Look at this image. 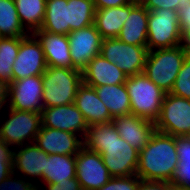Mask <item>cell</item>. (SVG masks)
Masks as SVG:
<instances>
[{
    "instance_id": "6da1fadb",
    "label": "cell",
    "mask_w": 190,
    "mask_h": 190,
    "mask_svg": "<svg viewBox=\"0 0 190 190\" xmlns=\"http://www.w3.org/2000/svg\"><path fill=\"white\" fill-rule=\"evenodd\" d=\"M83 145L102 156L112 177L136 175L139 151L120 137L112 121L89 126Z\"/></svg>"
},
{
    "instance_id": "7a4b0ae2",
    "label": "cell",
    "mask_w": 190,
    "mask_h": 190,
    "mask_svg": "<svg viewBox=\"0 0 190 190\" xmlns=\"http://www.w3.org/2000/svg\"><path fill=\"white\" fill-rule=\"evenodd\" d=\"M178 162L176 137L155 130L139 152L136 175L143 180L171 182Z\"/></svg>"
},
{
    "instance_id": "3957f363",
    "label": "cell",
    "mask_w": 190,
    "mask_h": 190,
    "mask_svg": "<svg viewBox=\"0 0 190 190\" xmlns=\"http://www.w3.org/2000/svg\"><path fill=\"white\" fill-rule=\"evenodd\" d=\"M83 83L82 71L63 67H47L42 74L43 108L72 104Z\"/></svg>"
},
{
    "instance_id": "277c9868",
    "label": "cell",
    "mask_w": 190,
    "mask_h": 190,
    "mask_svg": "<svg viewBox=\"0 0 190 190\" xmlns=\"http://www.w3.org/2000/svg\"><path fill=\"white\" fill-rule=\"evenodd\" d=\"M125 85L130 97L131 114L155 123L160 116L166 92L144 73L129 76Z\"/></svg>"
},
{
    "instance_id": "5b68a950",
    "label": "cell",
    "mask_w": 190,
    "mask_h": 190,
    "mask_svg": "<svg viewBox=\"0 0 190 190\" xmlns=\"http://www.w3.org/2000/svg\"><path fill=\"white\" fill-rule=\"evenodd\" d=\"M187 55L182 45L150 50L143 73L164 92L170 93Z\"/></svg>"
},
{
    "instance_id": "8992f818",
    "label": "cell",
    "mask_w": 190,
    "mask_h": 190,
    "mask_svg": "<svg viewBox=\"0 0 190 190\" xmlns=\"http://www.w3.org/2000/svg\"><path fill=\"white\" fill-rule=\"evenodd\" d=\"M182 39L183 33L177 11L169 9L148 11V51L180 46Z\"/></svg>"
},
{
    "instance_id": "52a82bcc",
    "label": "cell",
    "mask_w": 190,
    "mask_h": 190,
    "mask_svg": "<svg viewBox=\"0 0 190 190\" xmlns=\"http://www.w3.org/2000/svg\"><path fill=\"white\" fill-rule=\"evenodd\" d=\"M0 125V137L11 147L34 143L41 127V113L8 108Z\"/></svg>"
},
{
    "instance_id": "ba28073f",
    "label": "cell",
    "mask_w": 190,
    "mask_h": 190,
    "mask_svg": "<svg viewBox=\"0 0 190 190\" xmlns=\"http://www.w3.org/2000/svg\"><path fill=\"white\" fill-rule=\"evenodd\" d=\"M100 54L116 64L127 77L144 72L147 46L126 44L118 38L103 39Z\"/></svg>"
},
{
    "instance_id": "9c48e42d",
    "label": "cell",
    "mask_w": 190,
    "mask_h": 190,
    "mask_svg": "<svg viewBox=\"0 0 190 190\" xmlns=\"http://www.w3.org/2000/svg\"><path fill=\"white\" fill-rule=\"evenodd\" d=\"M154 124L156 131L174 137L190 136V100L166 93Z\"/></svg>"
},
{
    "instance_id": "30bf717a",
    "label": "cell",
    "mask_w": 190,
    "mask_h": 190,
    "mask_svg": "<svg viewBox=\"0 0 190 190\" xmlns=\"http://www.w3.org/2000/svg\"><path fill=\"white\" fill-rule=\"evenodd\" d=\"M75 158L76 179L82 190H99L112 178L99 153L83 145Z\"/></svg>"
},
{
    "instance_id": "8fae6325",
    "label": "cell",
    "mask_w": 190,
    "mask_h": 190,
    "mask_svg": "<svg viewBox=\"0 0 190 190\" xmlns=\"http://www.w3.org/2000/svg\"><path fill=\"white\" fill-rule=\"evenodd\" d=\"M47 69L40 41L30 33L22 38L18 55L12 66V80L42 75Z\"/></svg>"
},
{
    "instance_id": "7c38bea8",
    "label": "cell",
    "mask_w": 190,
    "mask_h": 190,
    "mask_svg": "<svg viewBox=\"0 0 190 190\" xmlns=\"http://www.w3.org/2000/svg\"><path fill=\"white\" fill-rule=\"evenodd\" d=\"M43 91L42 75L13 81L9 85L8 108L41 113Z\"/></svg>"
},
{
    "instance_id": "4fadbf2b",
    "label": "cell",
    "mask_w": 190,
    "mask_h": 190,
    "mask_svg": "<svg viewBox=\"0 0 190 190\" xmlns=\"http://www.w3.org/2000/svg\"><path fill=\"white\" fill-rule=\"evenodd\" d=\"M67 36L72 65L75 69L83 71L89 61L100 54L103 38L94 24L70 32Z\"/></svg>"
},
{
    "instance_id": "5bb4252c",
    "label": "cell",
    "mask_w": 190,
    "mask_h": 190,
    "mask_svg": "<svg viewBox=\"0 0 190 190\" xmlns=\"http://www.w3.org/2000/svg\"><path fill=\"white\" fill-rule=\"evenodd\" d=\"M41 126L71 132L85 138L89 127L81 111L74 103L45 107L41 111Z\"/></svg>"
},
{
    "instance_id": "9a60e30c",
    "label": "cell",
    "mask_w": 190,
    "mask_h": 190,
    "mask_svg": "<svg viewBox=\"0 0 190 190\" xmlns=\"http://www.w3.org/2000/svg\"><path fill=\"white\" fill-rule=\"evenodd\" d=\"M34 143L48 155H76L83 146V139L71 132L41 126Z\"/></svg>"
},
{
    "instance_id": "2e32d148",
    "label": "cell",
    "mask_w": 190,
    "mask_h": 190,
    "mask_svg": "<svg viewBox=\"0 0 190 190\" xmlns=\"http://www.w3.org/2000/svg\"><path fill=\"white\" fill-rule=\"evenodd\" d=\"M112 122L120 137L139 152L156 130L154 122L133 114L116 117Z\"/></svg>"
},
{
    "instance_id": "e0dca14e",
    "label": "cell",
    "mask_w": 190,
    "mask_h": 190,
    "mask_svg": "<svg viewBox=\"0 0 190 190\" xmlns=\"http://www.w3.org/2000/svg\"><path fill=\"white\" fill-rule=\"evenodd\" d=\"M33 34L41 43L47 67L75 69L72 65L67 35L43 30H36Z\"/></svg>"
},
{
    "instance_id": "ac0fdd59",
    "label": "cell",
    "mask_w": 190,
    "mask_h": 190,
    "mask_svg": "<svg viewBox=\"0 0 190 190\" xmlns=\"http://www.w3.org/2000/svg\"><path fill=\"white\" fill-rule=\"evenodd\" d=\"M83 83L91 86L124 84L127 75L114 63L101 54L91 59L82 71Z\"/></svg>"
},
{
    "instance_id": "d6986e66",
    "label": "cell",
    "mask_w": 190,
    "mask_h": 190,
    "mask_svg": "<svg viewBox=\"0 0 190 190\" xmlns=\"http://www.w3.org/2000/svg\"><path fill=\"white\" fill-rule=\"evenodd\" d=\"M74 104L81 111L89 126L113 120L108 108L98 97L94 87L82 83L77 90Z\"/></svg>"
},
{
    "instance_id": "ffe728a7",
    "label": "cell",
    "mask_w": 190,
    "mask_h": 190,
    "mask_svg": "<svg viewBox=\"0 0 190 190\" xmlns=\"http://www.w3.org/2000/svg\"><path fill=\"white\" fill-rule=\"evenodd\" d=\"M13 150V172L23 177L42 179L48 154L42 151L35 143L25 144Z\"/></svg>"
},
{
    "instance_id": "44dd1931",
    "label": "cell",
    "mask_w": 190,
    "mask_h": 190,
    "mask_svg": "<svg viewBox=\"0 0 190 190\" xmlns=\"http://www.w3.org/2000/svg\"><path fill=\"white\" fill-rule=\"evenodd\" d=\"M137 3L131 2L127 5L112 8L96 9L94 25L103 39L117 38L121 32L130 10Z\"/></svg>"
},
{
    "instance_id": "7402d4cb",
    "label": "cell",
    "mask_w": 190,
    "mask_h": 190,
    "mask_svg": "<svg viewBox=\"0 0 190 190\" xmlns=\"http://www.w3.org/2000/svg\"><path fill=\"white\" fill-rule=\"evenodd\" d=\"M148 10L137 3L124 22L118 39L126 44L147 46Z\"/></svg>"
},
{
    "instance_id": "603a6c76",
    "label": "cell",
    "mask_w": 190,
    "mask_h": 190,
    "mask_svg": "<svg viewBox=\"0 0 190 190\" xmlns=\"http://www.w3.org/2000/svg\"><path fill=\"white\" fill-rule=\"evenodd\" d=\"M94 88L98 97L108 108L112 119L131 114L130 97L125 83Z\"/></svg>"
},
{
    "instance_id": "cb8c5ba5",
    "label": "cell",
    "mask_w": 190,
    "mask_h": 190,
    "mask_svg": "<svg viewBox=\"0 0 190 190\" xmlns=\"http://www.w3.org/2000/svg\"><path fill=\"white\" fill-rule=\"evenodd\" d=\"M76 178L75 155L50 154L46 159L42 181L44 184L63 182L66 179Z\"/></svg>"
},
{
    "instance_id": "d4e9b609",
    "label": "cell",
    "mask_w": 190,
    "mask_h": 190,
    "mask_svg": "<svg viewBox=\"0 0 190 190\" xmlns=\"http://www.w3.org/2000/svg\"><path fill=\"white\" fill-rule=\"evenodd\" d=\"M40 30L61 35L70 33L67 0H46L45 17Z\"/></svg>"
},
{
    "instance_id": "484cf974",
    "label": "cell",
    "mask_w": 190,
    "mask_h": 190,
    "mask_svg": "<svg viewBox=\"0 0 190 190\" xmlns=\"http://www.w3.org/2000/svg\"><path fill=\"white\" fill-rule=\"evenodd\" d=\"M20 22L30 34L40 30L46 10V0H14Z\"/></svg>"
},
{
    "instance_id": "4316f807",
    "label": "cell",
    "mask_w": 190,
    "mask_h": 190,
    "mask_svg": "<svg viewBox=\"0 0 190 190\" xmlns=\"http://www.w3.org/2000/svg\"><path fill=\"white\" fill-rule=\"evenodd\" d=\"M0 31L4 37H25L14 0H0Z\"/></svg>"
},
{
    "instance_id": "83f0119b",
    "label": "cell",
    "mask_w": 190,
    "mask_h": 190,
    "mask_svg": "<svg viewBox=\"0 0 190 190\" xmlns=\"http://www.w3.org/2000/svg\"><path fill=\"white\" fill-rule=\"evenodd\" d=\"M23 37H3L0 39V81L10 85L12 66L18 55Z\"/></svg>"
},
{
    "instance_id": "f1b7e54d",
    "label": "cell",
    "mask_w": 190,
    "mask_h": 190,
    "mask_svg": "<svg viewBox=\"0 0 190 190\" xmlns=\"http://www.w3.org/2000/svg\"><path fill=\"white\" fill-rule=\"evenodd\" d=\"M70 32L94 24L96 8L93 0H67Z\"/></svg>"
},
{
    "instance_id": "f546056e",
    "label": "cell",
    "mask_w": 190,
    "mask_h": 190,
    "mask_svg": "<svg viewBox=\"0 0 190 190\" xmlns=\"http://www.w3.org/2000/svg\"><path fill=\"white\" fill-rule=\"evenodd\" d=\"M170 93L190 100V55L183 61Z\"/></svg>"
},
{
    "instance_id": "4dcf8cb0",
    "label": "cell",
    "mask_w": 190,
    "mask_h": 190,
    "mask_svg": "<svg viewBox=\"0 0 190 190\" xmlns=\"http://www.w3.org/2000/svg\"><path fill=\"white\" fill-rule=\"evenodd\" d=\"M0 190H45L42 186L27 179L18 177V174L12 172L3 181L0 182Z\"/></svg>"
},
{
    "instance_id": "1f68e13d",
    "label": "cell",
    "mask_w": 190,
    "mask_h": 190,
    "mask_svg": "<svg viewBox=\"0 0 190 190\" xmlns=\"http://www.w3.org/2000/svg\"><path fill=\"white\" fill-rule=\"evenodd\" d=\"M13 172V149L0 137V182Z\"/></svg>"
},
{
    "instance_id": "d6a6232c",
    "label": "cell",
    "mask_w": 190,
    "mask_h": 190,
    "mask_svg": "<svg viewBox=\"0 0 190 190\" xmlns=\"http://www.w3.org/2000/svg\"><path fill=\"white\" fill-rule=\"evenodd\" d=\"M140 178L137 175L112 177L99 190H137Z\"/></svg>"
},
{
    "instance_id": "836d02e7",
    "label": "cell",
    "mask_w": 190,
    "mask_h": 190,
    "mask_svg": "<svg viewBox=\"0 0 190 190\" xmlns=\"http://www.w3.org/2000/svg\"><path fill=\"white\" fill-rule=\"evenodd\" d=\"M190 0H144L142 5L148 10L169 9L179 12Z\"/></svg>"
},
{
    "instance_id": "e575fe53",
    "label": "cell",
    "mask_w": 190,
    "mask_h": 190,
    "mask_svg": "<svg viewBox=\"0 0 190 190\" xmlns=\"http://www.w3.org/2000/svg\"><path fill=\"white\" fill-rule=\"evenodd\" d=\"M170 183L190 189V164L178 162L176 171Z\"/></svg>"
},
{
    "instance_id": "d590c367",
    "label": "cell",
    "mask_w": 190,
    "mask_h": 190,
    "mask_svg": "<svg viewBox=\"0 0 190 190\" xmlns=\"http://www.w3.org/2000/svg\"><path fill=\"white\" fill-rule=\"evenodd\" d=\"M176 151L179 162L190 164V136L176 137Z\"/></svg>"
},
{
    "instance_id": "8d00e7d4",
    "label": "cell",
    "mask_w": 190,
    "mask_h": 190,
    "mask_svg": "<svg viewBox=\"0 0 190 190\" xmlns=\"http://www.w3.org/2000/svg\"><path fill=\"white\" fill-rule=\"evenodd\" d=\"M47 190H82L76 178L66 179L65 181L58 183L46 184Z\"/></svg>"
},
{
    "instance_id": "74e56055",
    "label": "cell",
    "mask_w": 190,
    "mask_h": 190,
    "mask_svg": "<svg viewBox=\"0 0 190 190\" xmlns=\"http://www.w3.org/2000/svg\"><path fill=\"white\" fill-rule=\"evenodd\" d=\"M137 190H167V182L140 179Z\"/></svg>"
},
{
    "instance_id": "f35d334b",
    "label": "cell",
    "mask_w": 190,
    "mask_h": 190,
    "mask_svg": "<svg viewBox=\"0 0 190 190\" xmlns=\"http://www.w3.org/2000/svg\"><path fill=\"white\" fill-rule=\"evenodd\" d=\"M181 31L188 32L190 30V4H187L178 12Z\"/></svg>"
},
{
    "instance_id": "ab89813d",
    "label": "cell",
    "mask_w": 190,
    "mask_h": 190,
    "mask_svg": "<svg viewBox=\"0 0 190 190\" xmlns=\"http://www.w3.org/2000/svg\"><path fill=\"white\" fill-rule=\"evenodd\" d=\"M96 9L112 8L131 3V0H93Z\"/></svg>"
},
{
    "instance_id": "60d3db41",
    "label": "cell",
    "mask_w": 190,
    "mask_h": 190,
    "mask_svg": "<svg viewBox=\"0 0 190 190\" xmlns=\"http://www.w3.org/2000/svg\"><path fill=\"white\" fill-rule=\"evenodd\" d=\"M8 95L9 85L0 81V113L5 106L8 107Z\"/></svg>"
},
{
    "instance_id": "b9f144b4",
    "label": "cell",
    "mask_w": 190,
    "mask_h": 190,
    "mask_svg": "<svg viewBox=\"0 0 190 190\" xmlns=\"http://www.w3.org/2000/svg\"><path fill=\"white\" fill-rule=\"evenodd\" d=\"M182 46L187 54L190 55V30L183 32Z\"/></svg>"
},
{
    "instance_id": "7bdbcfd3",
    "label": "cell",
    "mask_w": 190,
    "mask_h": 190,
    "mask_svg": "<svg viewBox=\"0 0 190 190\" xmlns=\"http://www.w3.org/2000/svg\"><path fill=\"white\" fill-rule=\"evenodd\" d=\"M167 190H190V189L167 182Z\"/></svg>"
},
{
    "instance_id": "ee69618b",
    "label": "cell",
    "mask_w": 190,
    "mask_h": 190,
    "mask_svg": "<svg viewBox=\"0 0 190 190\" xmlns=\"http://www.w3.org/2000/svg\"><path fill=\"white\" fill-rule=\"evenodd\" d=\"M144 0H131V2L142 4Z\"/></svg>"
},
{
    "instance_id": "f6af8a7d",
    "label": "cell",
    "mask_w": 190,
    "mask_h": 190,
    "mask_svg": "<svg viewBox=\"0 0 190 190\" xmlns=\"http://www.w3.org/2000/svg\"><path fill=\"white\" fill-rule=\"evenodd\" d=\"M4 36L2 35L1 31H0V39H2Z\"/></svg>"
}]
</instances>
